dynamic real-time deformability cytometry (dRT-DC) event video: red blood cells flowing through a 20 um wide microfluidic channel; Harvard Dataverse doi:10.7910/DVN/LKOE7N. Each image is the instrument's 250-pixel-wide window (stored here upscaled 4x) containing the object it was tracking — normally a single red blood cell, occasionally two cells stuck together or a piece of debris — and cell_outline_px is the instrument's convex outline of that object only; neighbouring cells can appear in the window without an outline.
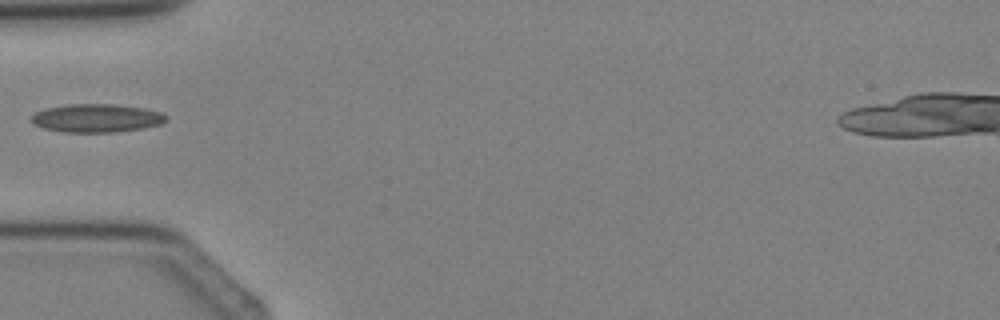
{"species": "Egyptian fruit bat (a non-hibernating species)", "species_latin": "Rousettus aegyptiacus", "temperature_condition": "cold", "stored_images_in_passage": 1, "camera_frame_rate_fps": 3000, "um_per_image_px": 0.085, "animal": {"sex": "female"}, "frame": {"image": 1, "passage_image": 1, "time_ms": 0.0, "image_size_px": [1000, 320], "cell_outline_px": [[168, 120], [160, 124], [144, 128], [116, 132], [60, 132], [44, 128], [32, 124], [32, 116], [36, 112], [44, 108], [68, 104], [112, 104], [144, 108], [160, 112], [168, 116]], "centroid_in_image_um": [8.21, 10.04], "position_along_channel_um": 76.8, "area_um2": 22.37}}